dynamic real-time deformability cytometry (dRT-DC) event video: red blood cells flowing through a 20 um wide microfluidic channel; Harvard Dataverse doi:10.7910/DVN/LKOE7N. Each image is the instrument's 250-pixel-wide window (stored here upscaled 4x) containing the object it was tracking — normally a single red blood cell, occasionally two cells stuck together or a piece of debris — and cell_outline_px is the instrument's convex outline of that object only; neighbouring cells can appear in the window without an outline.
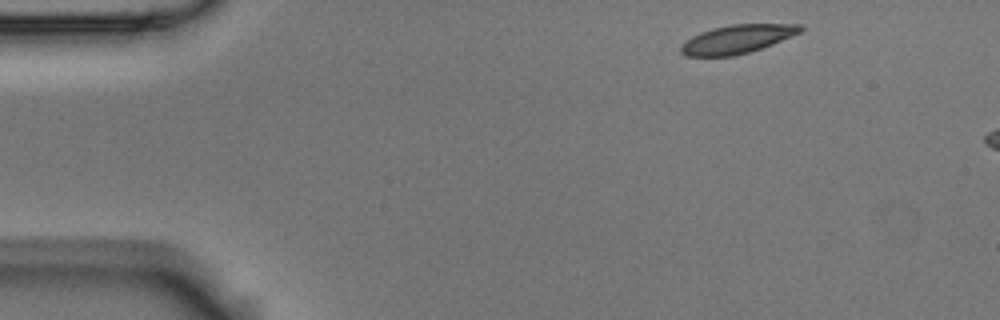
{"species": "Egyptian fruit bat (a non-hibernating species)", "species_latin": "Rousettus aegyptiacus", "temperature_condition": "room temperature", "stored_images_in_passage": 4, "camera_frame_rate_fps": 3000, "um_per_image_px": 0.085, "animal": {"sex": "male"}, "frame": {"image": 1, "passage_image": 1, "time_ms": 0.0, "image_size_px": [1000, 320], "cell_outline_px": [[804, 28], [800, 32], [792, 36], [772, 44], [748, 52], [732, 56], [688, 56], [680, 52], [680, 44], [692, 36], [700, 32], [712, 28], [732, 24], [804, 24]], "centroid_in_image_um": [62.65, 3.32], "position_along_channel_um": 22.4, "area_um2": 19.83}}